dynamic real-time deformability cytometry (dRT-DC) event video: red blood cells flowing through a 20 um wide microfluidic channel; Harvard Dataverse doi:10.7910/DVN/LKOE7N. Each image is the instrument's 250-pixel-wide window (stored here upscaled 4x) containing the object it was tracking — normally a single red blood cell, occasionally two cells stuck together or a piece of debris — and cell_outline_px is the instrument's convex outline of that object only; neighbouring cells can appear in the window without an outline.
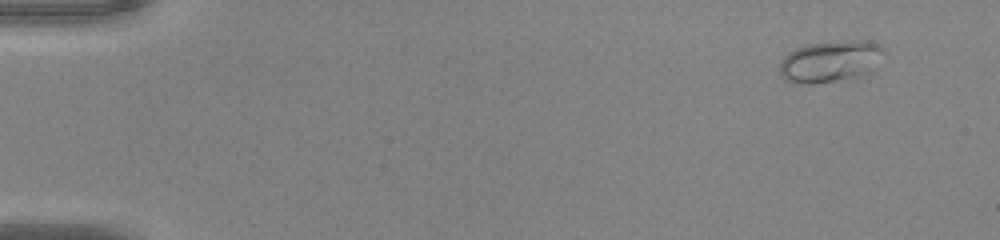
{"species": "common noctule bat (a hibernating species)", "species_latin": "Nyctalus noctula", "temperature_condition": "warm", "stored_images_in_passage": 47, "camera_frame_rate_fps": 3000, "um_per_image_px": 0.085, "animal": {"sex": "male", "body_mass_g": 20.0, "forearm_length_mm": 53.3}, "frame": {"image": 1, "passage_image": 1, "time_ms": 0.0, "image_size_px": [1000, 240], "cell_outline_px": [[884, 52], [876, 68], [872, 72], [856, 76], [812, 84], [792, 84], [784, 80], [780, 72], [780, 60], [788, 52], [804, 44], [840, 40], [868, 40], [880, 44], [884, 48]], "centroid_in_image_um": [70.57, 5.19], "position_along_channel_um": 14.4, "area_um2": 25.78}}
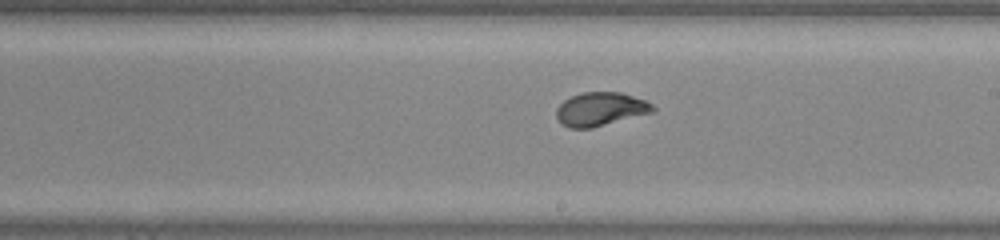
{"frame": {"image": 2, "passage_image": 27, "time_ms": 8.667, "image_size_px": [1000, 240], "cell_outline_px": [[656, 112], [592, 128], [568, 128], [556, 116], [556, 108], [564, 100], [572, 96], [584, 92], [620, 92], [644, 100], [652, 104], [656, 108]], "centroid_in_image_um": [51.08, 9.28], "position_along_channel_um": 237.9, "area_um2": 18.9}}
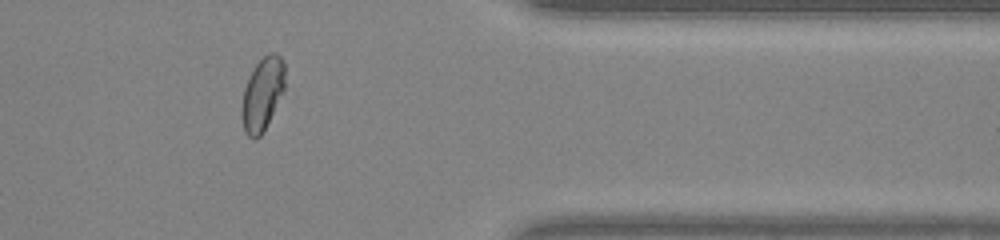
{"frame": {"image": 3, "passage_image": 39, "time_ms": 12.667, "image_size_px": [1000, 240], "cell_outline_px": [[284, 92], [260, 136], [256, 140], [248, 136], [244, 132], [240, 116], [240, 108], [244, 88], [256, 64], [268, 52], [276, 52], [284, 60]], "centroid_in_image_um": [22.29, 8.0], "position_along_channel_um": 389.1, "area_um2": 18.5}, "authors_computed_cell_mechanics": {"area_um2": 19.0162, "velocity_mm_per_s": 4.135, "shape_relaxation_time_tau1_ms": 4.6187, "shape_relaxation_time_tau2_ms": null, "deformation_change_tau1": 0.1781, "deformation_change_tau2": null}}